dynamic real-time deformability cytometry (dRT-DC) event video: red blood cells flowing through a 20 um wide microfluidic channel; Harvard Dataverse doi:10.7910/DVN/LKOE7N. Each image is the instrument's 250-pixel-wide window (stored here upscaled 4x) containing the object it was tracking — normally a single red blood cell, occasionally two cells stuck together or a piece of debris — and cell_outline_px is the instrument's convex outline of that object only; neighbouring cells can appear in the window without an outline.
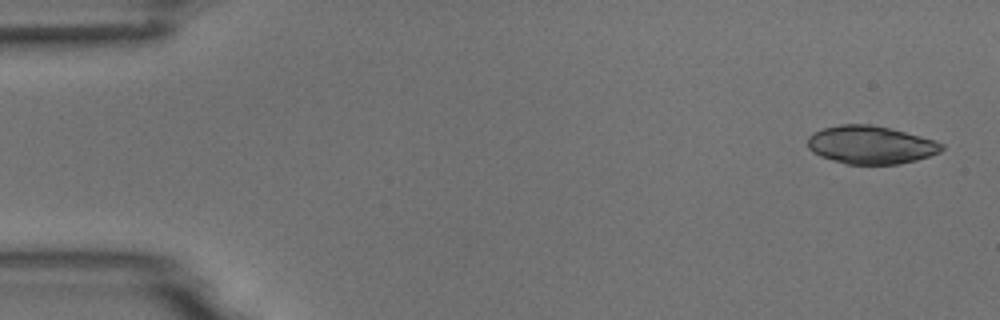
{"species": "common noctule bat (a hibernating species)", "species_latin": "Nyctalus noctula", "temperature_condition": "room temperature", "stored_images_in_passage": 4, "camera_frame_rate_fps": 3000, "um_per_image_px": 0.085, "animal": {"sex": "male", "body_mass_g": 18.8}, "frame": {"image": 1, "passage_image": 1, "time_ms": 0.0, "image_size_px": [1000, 320], "cell_outline_px": [[944, 148], [940, 152], [916, 160], [900, 164], [848, 164], [832, 160], [820, 156], [812, 152], [808, 148], [808, 136], [812, 132], [824, 128], [840, 124], [872, 124], [936, 140], [944, 144]], "centroid_in_image_um": [74.0, 12.31], "position_along_channel_um": 11.0, "area_um2": 29.77}}